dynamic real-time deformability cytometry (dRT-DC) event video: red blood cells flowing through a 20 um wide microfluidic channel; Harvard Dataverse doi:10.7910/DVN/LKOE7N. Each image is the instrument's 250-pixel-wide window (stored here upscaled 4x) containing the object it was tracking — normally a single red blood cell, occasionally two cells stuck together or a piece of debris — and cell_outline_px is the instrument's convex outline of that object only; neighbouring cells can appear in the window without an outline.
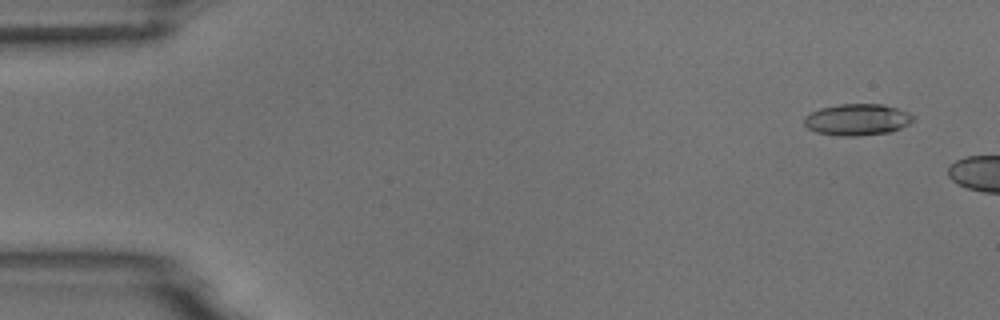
{"species": "common noctule bat (a hibernating species)", "species_latin": "Nyctalus noctula", "temperature_condition": "room temperature", "stored_images_in_passage": 3, "camera_frame_rate_fps": 3000, "um_per_image_px": 0.085, "animal": {"sex": "male", "body_mass_g": 18.8}, "frame": {"image": 1, "passage_image": 1, "time_ms": 0.0, "image_size_px": [1000, 320], "cell_outline_px": [[916, 116], [908, 124], [892, 132], [860, 136], [840, 136], [816, 132], [808, 128], [804, 124], [804, 116], [820, 108], [840, 104], [884, 104], [908, 112]], "centroid_in_image_um": [72.87, 10.17], "position_along_channel_um": 12.1, "area_um2": 20.11}}